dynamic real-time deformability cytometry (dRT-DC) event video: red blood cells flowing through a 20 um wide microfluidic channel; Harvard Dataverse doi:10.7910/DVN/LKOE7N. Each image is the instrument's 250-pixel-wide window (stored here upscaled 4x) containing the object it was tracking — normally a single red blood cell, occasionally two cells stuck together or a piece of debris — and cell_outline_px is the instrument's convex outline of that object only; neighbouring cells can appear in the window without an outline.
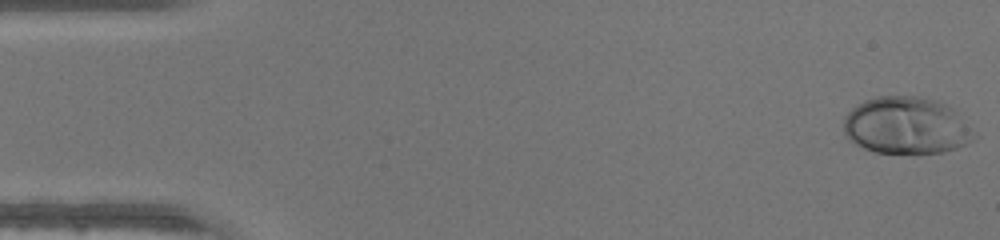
{"species": "human", "species_latin": "Homo sapiens", "temperature_condition": "warm", "stored_images_in_passage": 36, "camera_frame_rate_fps": 3000, "um_per_image_px": 0.085, "donor": {"sex": "male"}, "frame": {"image": 1, "passage_image": 1, "time_ms": 0.0, "image_size_px": [1000, 240], "cell_outline_px": [[980, 136], [956, 148], [944, 152], [876, 152], [864, 148], [848, 140], [844, 132], [844, 116], [852, 108], [864, 100], [876, 96], [916, 96], [936, 100], [948, 104]], "centroid_in_image_um": [77.05, 10.66], "position_along_channel_um": 8.0, "area_um2": 43.41}}
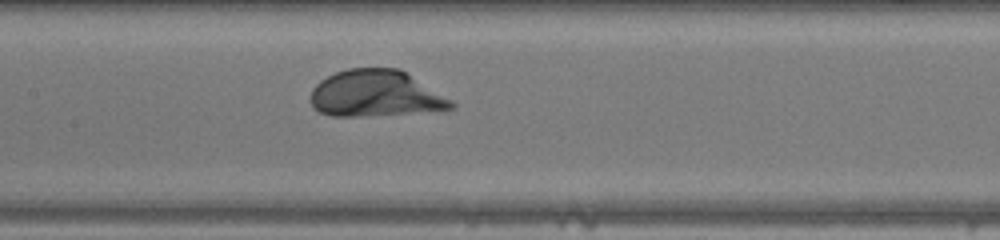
{"frame": {"image": 2, "passage_image": 21, "time_ms": 6.667, "image_size_px": [1000, 240], "cell_outline_px": [[456, 104], [452, 108], [408, 112], [360, 116], [332, 116], [320, 112], [312, 108], [308, 100], [312, 88], [320, 80], [336, 72], [348, 68], [400, 68], [452, 100]], "centroid_in_image_um": [31.84, 7.94], "position_along_channel_um": 175.6, "area_um2": 37.8}}
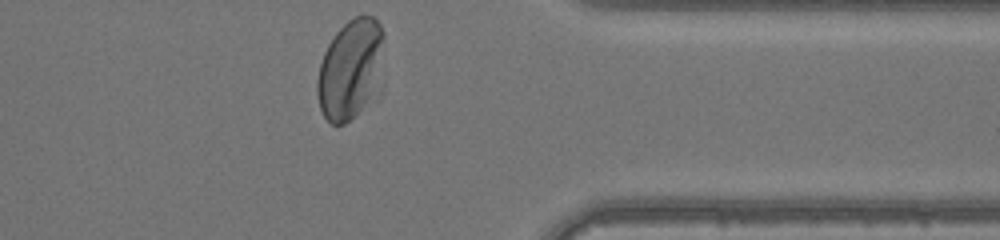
{"frame": {"image": 3, "passage_image": 36, "time_ms": 11.667, "image_size_px": [1000, 240], "cell_outline_px": [[384, 92], [380, 100], [344, 124], [332, 124], [324, 116], [320, 108], [316, 92], [316, 80], [320, 64], [324, 52], [328, 44], [336, 32], [348, 20], [356, 16], [372, 16], [380, 24], [384, 32]], "centroid_in_image_um": [29.91, 5.98], "position_along_channel_um": 381.5, "area_um2": 41.27}}